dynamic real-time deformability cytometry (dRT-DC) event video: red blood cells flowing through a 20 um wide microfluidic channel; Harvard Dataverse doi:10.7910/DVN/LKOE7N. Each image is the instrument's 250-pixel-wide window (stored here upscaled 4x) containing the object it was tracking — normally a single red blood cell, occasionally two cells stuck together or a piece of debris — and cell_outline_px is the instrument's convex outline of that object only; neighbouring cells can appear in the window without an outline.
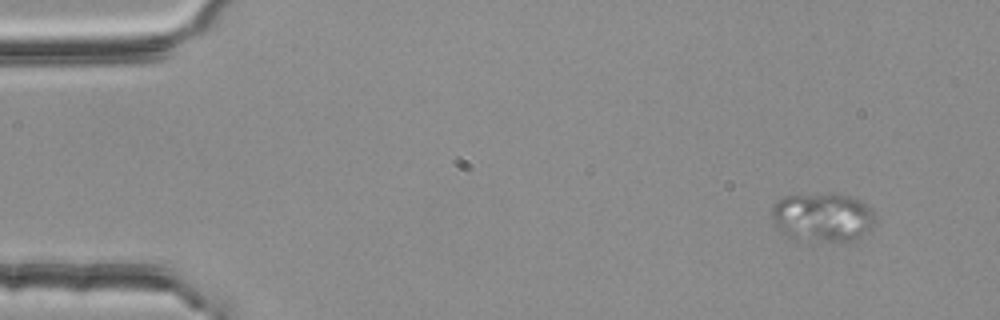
{"species": "common noctule bat (a hibernating species)", "species_latin": "Nyctalus noctula", "temperature_condition": "room temperature", "stored_images_in_passage": 2, "camera_frame_rate_fps": 3000, "um_per_image_px": 0.085, "animal": {"sex": "female", "body_mass_g": 25.1}, "frame": {"image": 1, "passage_image": 1, "time_ms": 0.0, "image_size_px": [1000, 320], "cell_outline_px": [[876, 224], [872, 228], [856, 240], [848, 244], [796, 240], [780, 232], [772, 220], [772, 208], [784, 196], [832, 192], [836, 192], [860, 200], [872, 208], [876, 216]], "centroid_in_image_um": [69.99, 18.5], "position_along_channel_um": 15.0, "area_um2": 30.69}}
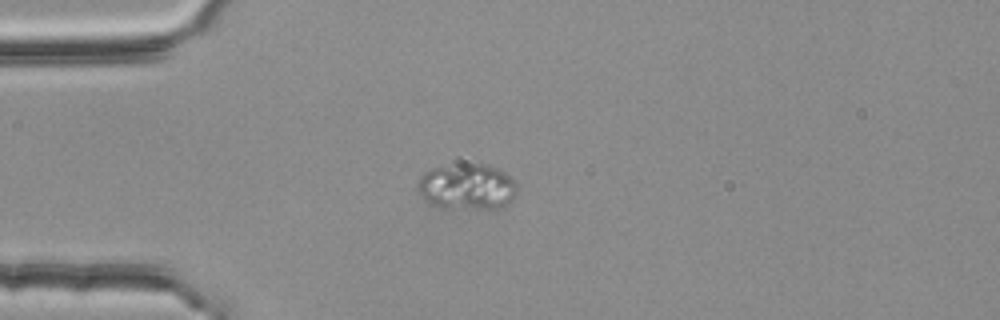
{"frame": {"image": 2, "passage_image": 2, "time_ms": 0.333, "image_size_px": [1000, 320], "cell_outline_px": [[516, 192], [500, 208], [440, 208], [432, 204], [416, 188], [416, 180], [424, 172], [432, 168], [468, 164], [484, 164], [500, 168], [516, 184]], "centroid_in_image_um": [39.65, 15.86], "position_along_channel_um": 45.3, "area_um2": 26.18}}